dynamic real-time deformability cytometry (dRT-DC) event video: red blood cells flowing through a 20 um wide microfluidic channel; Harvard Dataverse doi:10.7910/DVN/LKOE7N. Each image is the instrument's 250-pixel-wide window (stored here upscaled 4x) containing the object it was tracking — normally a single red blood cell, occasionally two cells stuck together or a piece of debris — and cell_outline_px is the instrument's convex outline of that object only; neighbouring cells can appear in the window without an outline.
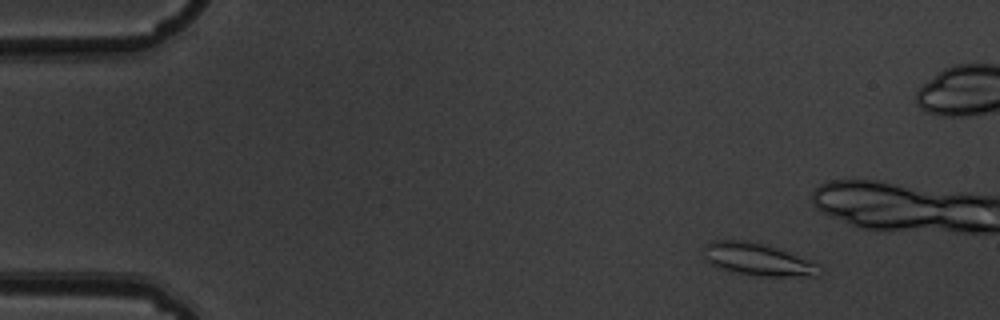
{"species": "common noctule bat (a hibernating species)", "species_latin": "Nyctalus noctula", "temperature_condition": "warm", "stored_images_in_passage": 5, "camera_frame_rate_fps": 3000, "um_per_image_px": 0.085, "animal": {"sex": "male", "body_mass_g": 19.5, "forearm_length_mm": 54.6}, "frame": {"image": 1, "passage_image": 1, "time_ms": 0.0, "image_size_px": [1000, 320], "cell_outline_px": [[824, 272], [820, 276], [764, 276], [736, 272], [720, 268], [704, 260], [704, 244], [712, 240], [748, 240], [764, 244], [776, 248], [820, 264]], "centroid_in_image_um": [64.43, 22.05], "position_along_channel_um": 20.6, "area_um2": 21.91}}